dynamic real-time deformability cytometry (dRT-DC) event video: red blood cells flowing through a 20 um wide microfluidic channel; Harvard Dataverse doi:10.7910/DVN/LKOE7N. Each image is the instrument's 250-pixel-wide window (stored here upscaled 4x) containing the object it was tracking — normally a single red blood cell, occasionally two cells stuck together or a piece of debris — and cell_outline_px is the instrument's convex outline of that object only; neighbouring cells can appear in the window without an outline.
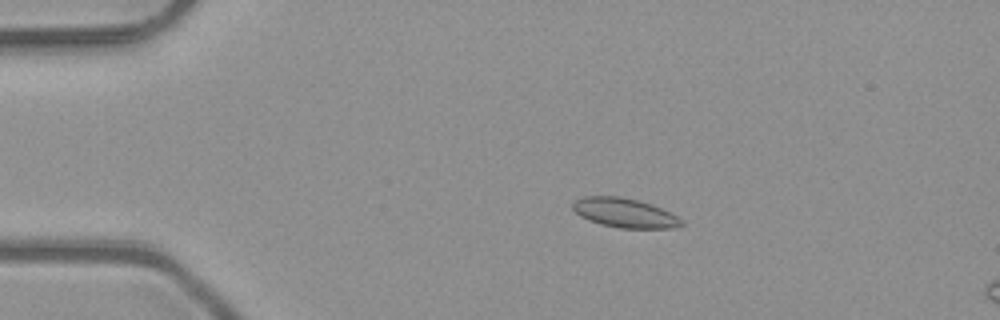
{"species": "common noctule bat (a hibernating species)", "species_latin": "Nyctalus noctula", "temperature_condition": "room temperature", "stored_images_in_passage": 5, "camera_frame_rate_fps": 3000, "um_per_image_px": 0.085, "animal": {"sex": "male", "body_mass_g": 23.1, "forearm_length_mm": 52.7}, "frame": {"image": 1, "passage_image": 3, "time_ms": 0.667, "image_size_px": [1000, 320], "cell_outline_px": [[684, 224], [672, 228], [620, 228], [600, 224], [588, 220], [580, 216], [572, 208], [572, 204], [576, 200], [584, 196], [620, 196], [652, 204], [676, 216]], "centroid_in_image_um": [53.05, 18.09], "position_along_channel_um": 32.0, "area_um2": 18.38}}